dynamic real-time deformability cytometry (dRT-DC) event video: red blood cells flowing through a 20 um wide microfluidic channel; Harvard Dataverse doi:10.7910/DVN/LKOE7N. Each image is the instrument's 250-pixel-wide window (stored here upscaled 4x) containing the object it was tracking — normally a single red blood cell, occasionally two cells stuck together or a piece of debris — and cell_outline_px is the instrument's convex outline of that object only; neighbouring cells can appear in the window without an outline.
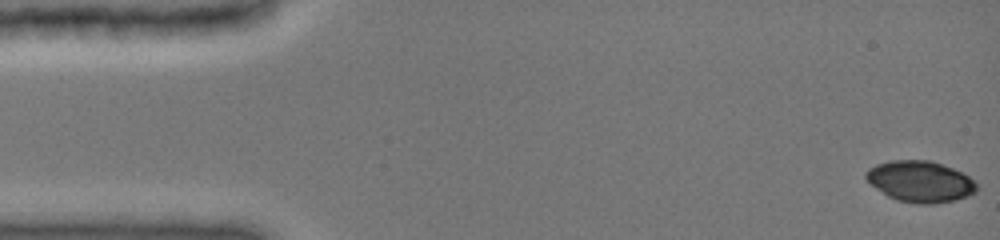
{"species": "common noctule bat (a hibernating species)", "species_latin": "Nyctalus noctula", "temperature_condition": "cold", "stored_images_in_passage": 45, "camera_frame_rate_fps": 3000, "um_per_image_px": 0.085, "animal": {"sex": "female", "body_mass_g": 19.0, "forearm_length_mm": 51.5}, "frame": {"image": 1, "passage_image": 1, "time_ms": 0.0, "image_size_px": [1000, 240], "cell_outline_px": [[976, 192], [968, 196], [956, 200], [932, 204], [916, 204], [896, 200], [888, 196], [876, 188], [864, 176], [864, 172], [868, 168], [876, 164], [892, 160], [932, 160], [952, 168], [968, 176], [976, 184]], "centroid_in_image_um": [78.2, 15.43], "position_along_channel_um": 6.8, "area_um2": 26.59}}
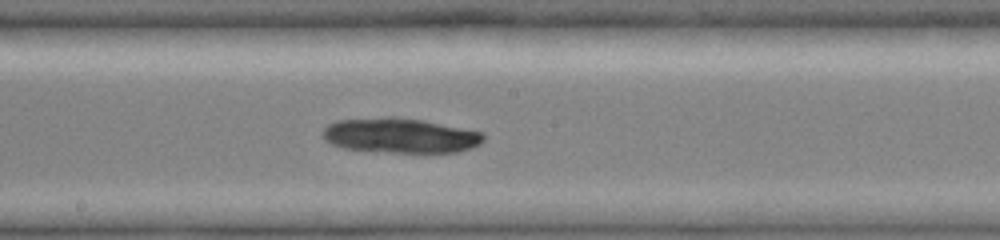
{"frame": {"image": 2, "passage_image": 26, "time_ms": 8.333, "image_size_px": [1000, 240], "cell_outline_px": [[484, 140], [480, 144], [472, 148], [456, 152], [392, 152], [344, 148], [332, 144], [324, 140], [324, 128], [328, 124], [336, 120], [388, 116], [396, 116], [424, 120], [484, 132]], "centroid_in_image_um": [34.04, 11.5], "position_along_channel_um": 214.2, "area_um2": 32.83}}
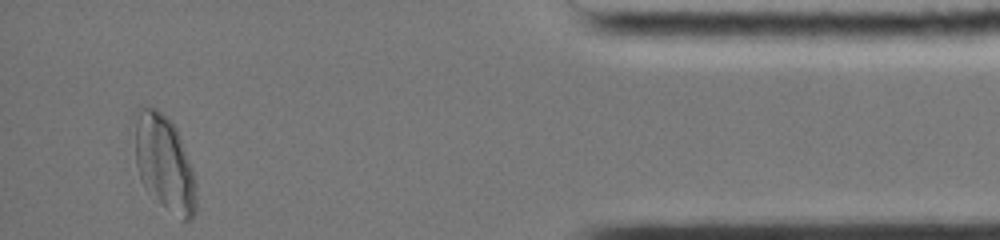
{"frame": {"image": 3, "passage_image": 45, "time_ms": 14.667, "image_size_px": [1000, 240], "cell_outline_px": [[196, 208], [192, 216], [188, 220], [184, 220], [148, 192], [140, 180], [136, 164], [136, 108], [140, 104], [152, 104], [176, 128], [184, 148], [192, 172], [196, 196]], "centroid_in_image_um": [13.93, 13.78], "position_along_channel_um": 421.3, "area_um2": 33.35}}